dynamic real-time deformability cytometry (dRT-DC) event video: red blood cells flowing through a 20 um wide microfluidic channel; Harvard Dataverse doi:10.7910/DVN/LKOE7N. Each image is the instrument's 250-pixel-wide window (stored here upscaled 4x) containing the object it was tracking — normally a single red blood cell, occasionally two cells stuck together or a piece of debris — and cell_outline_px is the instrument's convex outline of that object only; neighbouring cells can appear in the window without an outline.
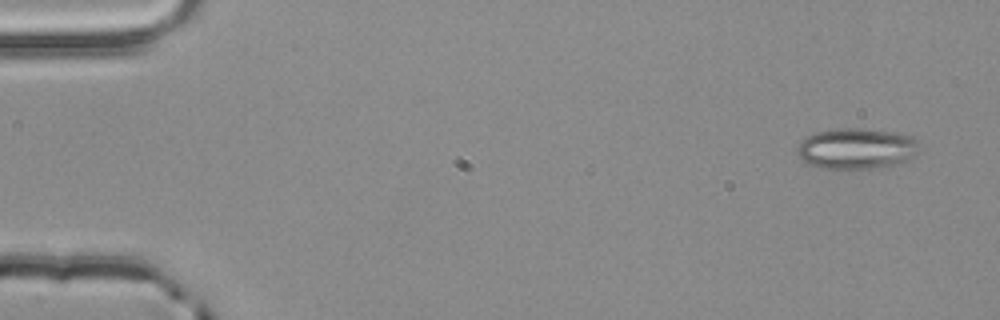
{"species": "common noctule bat (a hibernating species)", "species_latin": "Nyctalus noctula", "temperature_condition": "room temperature", "stored_images_in_passage": 4, "camera_frame_rate_fps": 3000, "um_per_image_px": 0.085, "animal": {"sex": "male", "body_mass_g": 20.4}, "frame": {"image": 1, "passage_image": 1, "time_ms": 0.0, "image_size_px": [1000, 320], "cell_outline_px": [[920, 152], [896, 164], [884, 168], [820, 168], [808, 164], [796, 152], [796, 148], [800, 140], [804, 136], [816, 132], [836, 128], [860, 128], [888, 132], [912, 136], [916, 140]], "centroid_in_image_um": [72.75, 12.62], "position_along_channel_um": 12.2, "area_um2": 29.07}}